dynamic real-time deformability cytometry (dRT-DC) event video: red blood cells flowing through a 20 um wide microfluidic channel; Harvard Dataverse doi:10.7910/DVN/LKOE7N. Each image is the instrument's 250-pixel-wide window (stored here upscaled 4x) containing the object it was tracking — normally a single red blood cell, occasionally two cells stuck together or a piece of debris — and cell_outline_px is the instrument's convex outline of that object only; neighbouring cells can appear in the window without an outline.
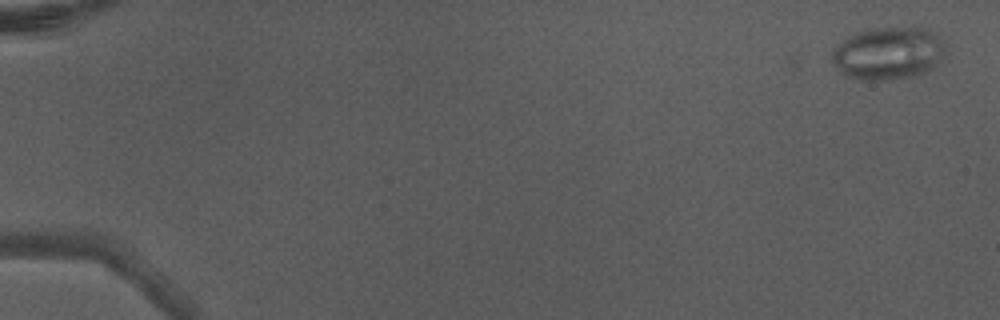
{"species": "Egyptian fruit bat (a non-hibernating species)", "species_latin": "Rousettus aegyptiacus", "temperature_condition": "warm", "stored_images_in_passage": 5, "camera_frame_rate_fps": 3000, "um_per_image_px": 0.085, "animal": {"sex": "male"}, "frame": {"image": 1, "passage_image": 1, "time_ms": 0.0, "image_size_px": [1000, 320], "cell_outline_px": [[944, 48], [936, 64], [932, 68], [916, 76], [888, 80], [860, 80], [848, 76], [840, 72], [832, 60], [832, 52], [848, 36], [856, 32], [872, 28], [928, 28], [936, 32], [944, 44]], "centroid_in_image_um": [75.49, 4.53], "position_along_channel_um": 9.5, "area_um2": 34.51}}